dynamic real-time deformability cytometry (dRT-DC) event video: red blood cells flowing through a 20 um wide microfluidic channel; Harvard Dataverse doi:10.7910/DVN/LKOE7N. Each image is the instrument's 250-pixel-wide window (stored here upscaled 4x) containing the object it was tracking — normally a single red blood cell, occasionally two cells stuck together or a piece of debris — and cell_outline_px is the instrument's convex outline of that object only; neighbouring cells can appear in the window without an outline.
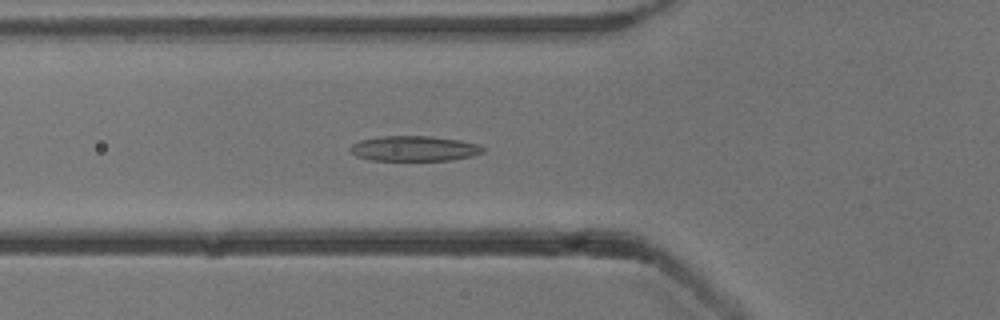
{"species": "common noctule bat (a hibernating species)", "species_latin": "Nyctalus noctula", "temperature_condition": "cold", "stored_images_in_passage": 52, "camera_frame_rate_fps": 3000, "um_per_image_px": 0.085, "animal": {"sex": "male", "body_mass_g": 13.3}, "frame": {"image": 1, "passage_image": 18, "time_ms": 5.667, "image_size_px": [1000, 320], "cell_outline_px": [[484, 152], [472, 156], [448, 160], [372, 160], [356, 156], [348, 148], [352, 144], [360, 140], [380, 136], [432, 136], [460, 140], [476, 144], [484, 148]], "centroid_in_image_um": [35.18, 12.62], "position_along_channel_um": 90.6, "area_um2": 19.42}}
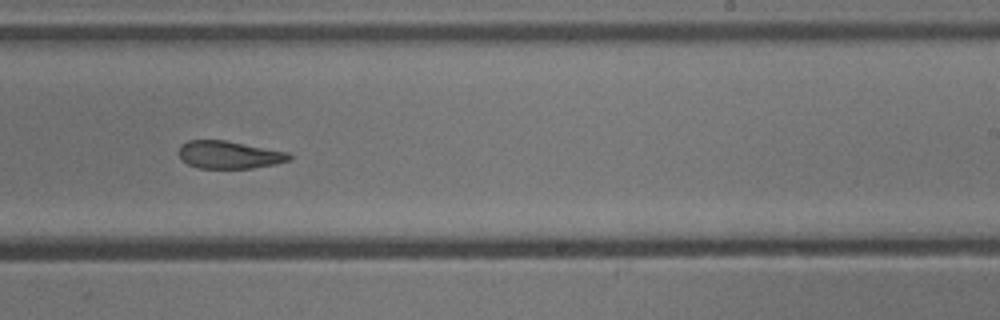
{"frame": {"image": 2, "passage_image": 32, "time_ms": 10.333, "image_size_px": [1000, 320], "cell_outline_px": [[292, 160], [276, 164], [252, 168], [196, 168], [180, 160], [180, 144], [188, 140], [224, 140], [288, 152], [292, 156]], "centroid_in_image_um": [19.48, 13.16], "position_along_channel_um": 269.5, "area_um2": 17.86}}
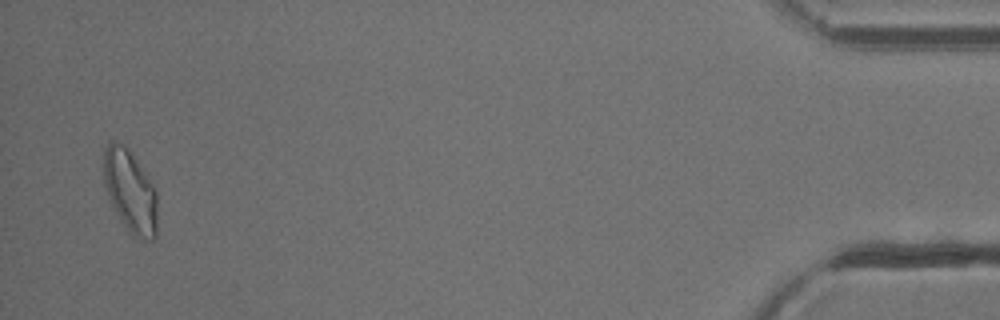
{"frame": {"image": 3, "passage_image": 51, "time_ms": 16.667, "image_size_px": [1000, 320], "cell_outline_px": [[156, 236], [152, 240], [144, 240], [136, 236], [120, 220], [112, 208], [104, 184], [104, 148], [112, 140], [120, 144], [132, 152], [156, 188]], "centroid_in_image_um": [11.07, 16.24], "position_along_channel_um": 424.1, "area_um2": 25.72}, "authors_computed_cell_mechanics": {"area_um2": 20.0277, "velocity_mm_per_s": 3.8227, "shape_relaxation_time_tau1_ms": 6.7023, "shape_relaxation_time_tau2_ms": 3.7338, "deformation_change_tau1": 0.1679, "deformation_change_tau2": 0.1067}}